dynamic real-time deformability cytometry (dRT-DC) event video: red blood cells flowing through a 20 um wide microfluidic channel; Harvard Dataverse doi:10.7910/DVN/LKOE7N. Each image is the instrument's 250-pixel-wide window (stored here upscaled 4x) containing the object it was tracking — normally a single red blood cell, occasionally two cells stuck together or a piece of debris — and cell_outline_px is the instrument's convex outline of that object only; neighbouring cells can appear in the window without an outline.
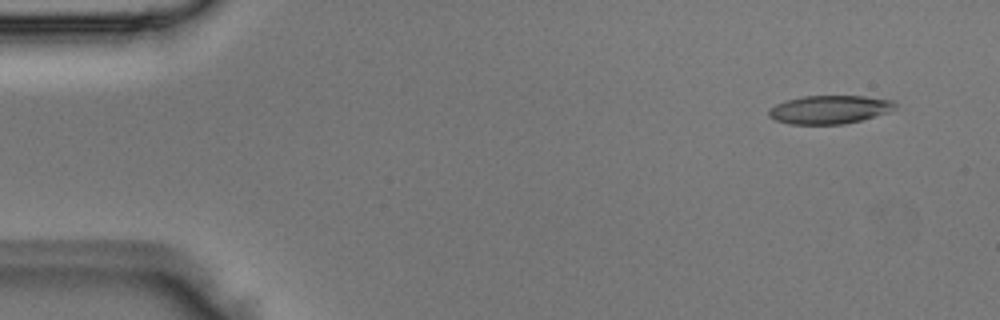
{"species": "Egyptian fruit bat (a non-hibernating species)", "species_latin": "Rousettus aegyptiacus", "temperature_condition": "room temperature", "stored_images_in_passage": 4, "camera_frame_rate_fps": 3000, "um_per_image_px": 0.085, "animal": {"sex": "male"}, "frame": {"image": 1, "passage_image": 1, "time_ms": 0.0, "image_size_px": [1000, 320], "cell_outline_px": [[896, 108], [888, 112], [860, 120], [844, 124], [788, 124], [776, 120], [768, 116], [768, 108], [784, 100], [804, 96], [864, 96], [896, 100]], "centroid_in_image_um": [70.5, 9.3], "position_along_channel_um": 14.5, "area_um2": 21.04}}
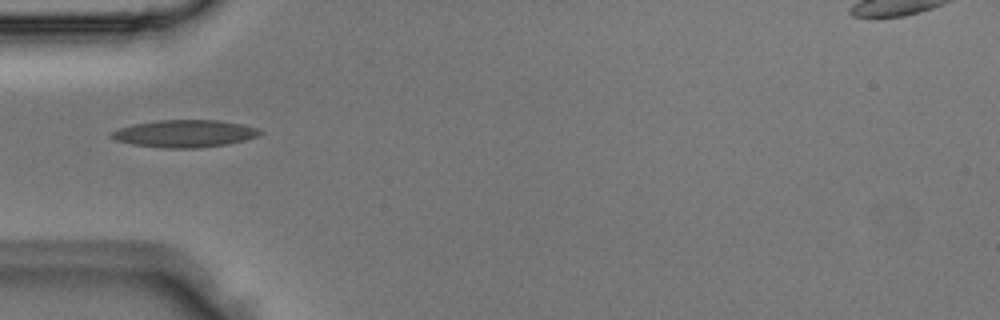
{"frame": {"image": 2, "passage_image": 3, "time_ms": 0.667, "image_size_px": [1000, 320], "cell_outline_px": [[264, 132], [260, 136], [228, 144], [196, 148], [164, 148], [132, 144], [116, 140], [108, 136], [112, 132], [120, 128], [132, 124], [156, 120], [220, 120], [240, 124], [256, 128]], "centroid_in_image_um": [15.69, 11.35], "position_along_channel_um": 69.3, "area_um2": 23.7}}